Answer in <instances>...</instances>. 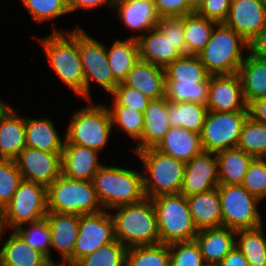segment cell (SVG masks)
Instances as JSON below:
<instances>
[{
  "label": "cell",
  "mask_w": 266,
  "mask_h": 266,
  "mask_svg": "<svg viewBox=\"0 0 266 266\" xmlns=\"http://www.w3.org/2000/svg\"><path fill=\"white\" fill-rule=\"evenodd\" d=\"M25 147V117L9 106L0 116V158L14 160Z\"/></svg>",
  "instance_id": "cell-23"
},
{
  "label": "cell",
  "mask_w": 266,
  "mask_h": 266,
  "mask_svg": "<svg viewBox=\"0 0 266 266\" xmlns=\"http://www.w3.org/2000/svg\"><path fill=\"white\" fill-rule=\"evenodd\" d=\"M3 213L5 227L11 230L44 219L48 213L47 187L23 179Z\"/></svg>",
  "instance_id": "cell-10"
},
{
  "label": "cell",
  "mask_w": 266,
  "mask_h": 266,
  "mask_svg": "<svg viewBox=\"0 0 266 266\" xmlns=\"http://www.w3.org/2000/svg\"><path fill=\"white\" fill-rule=\"evenodd\" d=\"M203 266H220V264H217V263H204Z\"/></svg>",
  "instance_id": "cell-58"
},
{
  "label": "cell",
  "mask_w": 266,
  "mask_h": 266,
  "mask_svg": "<svg viewBox=\"0 0 266 266\" xmlns=\"http://www.w3.org/2000/svg\"><path fill=\"white\" fill-rule=\"evenodd\" d=\"M220 266H249L243 253L235 245L234 248L222 259Z\"/></svg>",
  "instance_id": "cell-53"
},
{
  "label": "cell",
  "mask_w": 266,
  "mask_h": 266,
  "mask_svg": "<svg viewBox=\"0 0 266 266\" xmlns=\"http://www.w3.org/2000/svg\"><path fill=\"white\" fill-rule=\"evenodd\" d=\"M249 116L266 125V98L253 101L249 106Z\"/></svg>",
  "instance_id": "cell-54"
},
{
  "label": "cell",
  "mask_w": 266,
  "mask_h": 266,
  "mask_svg": "<svg viewBox=\"0 0 266 266\" xmlns=\"http://www.w3.org/2000/svg\"><path fill=\"white\" fill-rule=\"evenodd\" d=\"M170 266H203L204 260L195 240L168 244Z\"/></svg>",
  "instance_id": "cell-45"
},
{
  "label": "cell",
  "mask_w": 266,
  "mask_h": 266,
  "mask_svg": "<svg viewBox=\"0 0 266 266\" xmlns=\"http://www.w3.org/2000/svg\"><path fill=\"white\" fill-rule=\"evenodd\" d=\"M209 83L179 84L166 81L165 98L171 102H193L207 105Z\"/></svg>",
  "instance_id": "cell-40"
},
{
  "label": "cell",
  "mask_w": 266,
  "mask_h": 266,
  "mask_svg": "<svg viewBox=\"0 0 266 266\" xmlns=\"http://www.w3.org/2000/svg\"><path fill=\"white\" fill-rule=\"evenodd\" d=\"M116 240L110 212L80 215L78 237L72 254V266L79 260Z\"/></svg>",
  "instance_id": "cell-13"
},
{
  "label": "cell",
  "mask_w": 266,
  "mask_h": 266,
  "mask_svg": "<svg viewBox=\"0 0 266 266\" xmlns=\"http://www.w3.org/2000/svg\"><path fill=\"white\" fill-rule=\"evenodd\" d=\"M248 42L225 23H217L210 40L198 54L210 75L236 74L245 60Z\"/></svg>",
  "instance_id": "cell-4"
},
{
  "label": "cell",
  "mask_w": 266,
  "mask_h": 266,
  "mask_svg": "<svg viewBox=\"0 0 266 266\" xmlns=\"http://www.w3.org/2000/svg\"><path fill=\"white\" fill-rule=\"evenodd\" d=\"M171 128L168 119V100L165 97L150 100L144 111V130L134 152L155 148Z\"/></svg>",
  "instance_id": "cell-22"
},
{
  "label": "cell",
  "mask_w": 266,
  "mask_h": 266,
  "mask_svg": "<svg viewBox=\"0 0 266 266\" xmlns=\"http://www.w3.org/2000/svg\"><path fill=\"white\" fill-rule=\"evenodd\" d=\"M249 111H208L200 134L203 151L217 153L237 146Z\"/></svg>",
  "instance_id": "cell-12"
},
{
  "label": "cell",
  "mask_w": 266,
  "mask_h": 266,
  "mask_svg": "<svg viewBox=\"0 0 266 266\" xmlns=\"http://www.w3.org/2000/svg\"><path fill=\"white\" fill-rule=\"evenodd\" d=\"M51 266H63V265H60L59 263H57V264H52Z\"/></svg>",
  "instance_id": "cell-59"
},
{
  "label": "cell",
  "mask_w": 266,
  "mask_h": 266,
  "mask_svg": "<svg viewBox=\"0 0 266 266\" xmlns=\"http://www.w3.org/2000/svg\"><path fill=\"white\" fill-rule=\"evenodd\" d=\"M46 219L51 228V251L60 253L63 266H72V254L79 231V214L48 212Z\"/></svg>",
  "instance_id": "cell-18"
},
{
  "label": "cell",
  "mask_w": 266,
  "mask_h": 266,
  "mask_svg": "<svg viewBox=\"0 0 266 266\" xmlns=\"http://www.w3.org/2000/svg\"><path fill=\"white\" fill-rule=\"evenodd\" d=\"M164 70L166 81L179 84L209 83L210 74L197 55H181Z\"/></svg>",
  "instance_id": "cell-33"
},
{
  "label": "cell",
  "mask_w": 266,
  "mask_h": 266,
  "mask_svg": "<svg viewBox=\"0 0 266 266\" xmlns=\"http://www.w3.org/2000/svg\"><path fill=\"white\" fill-rule=\"evenodd\" d=\"M61 154L26 146L14 161L24 180L48 187L61 175Z\"/></svg>",
  "instance_id": "cell-14"
},
{
  "label": "cell",
  "mask_w": 266,
  "mask_h": 266,
  "mask_svg": "<svg viewBox=\"0 0 266 266\" xmlns=\"http://www.w3.org/2000/svg\"><path fill=\"white\" fill-rule=\"evenodd\" d=\"M113 97L112 106H125L136 111L144 112L150 99L140 91L120 83L110 94Z\"/></svg>",
  "instance_id": "cell-48"
},
{
  "label": "cell",
  "mask_w": 266,
  "mask_h": 266,
  "mask_svg": "<svg viewBox=\"0 0 266 266\" xmlns=\"http://www.w3.org/2000/svg\"><path fill=\"white\" fill-rule=\"evenodd\" d=\"M261 201L266 198V158H253L241 184Z\"/></svg>",
  "instance_id": "cell-46"
},
{
  "label": "cell",
  "mask_w": 266,
  "mask_h": 266,
  "mask_svg": "<svg viewBox=\"0 0 266 266\" xmlns=\"http://www.w3.org/2000/svg\"><path fill=\"white\" fill-rule=\"evenodd\" d=\"M97 150L76 145L64 144L61 154V174L70 179L92 181L103 165L98 161Z\"/></svg>",
  "instance_id": "cell-20"
},
{
  "label": "cell",
  "mask_w": 266,
  "mask_h": 266,
  "mask_svg": "<svg viewBox=\"0 0 266 266\" xmlns=\"http://www.w3.org/2000/svg\"><path fill=\"white\" fill-rule=\"evenodd\" d=\"M218 186L216 153L202 151L185 164L183 186L180 191L182 195L189 197Z\"/></svg>",
  "instance_id": "cell-15"
},
{
  "label": "cell",
  "mask_w": 266,
  "mask_h": 266,
  "mask_svg": "<svg viewBox=\"0 0 266 266\" xmlns=\"http://www.w3.org/2000/svg\"><path fill=\"white\" fill-rule=\"evenodd\" d=\"M180 1H186L194 10L199 5L200 0H180Z\"/></svg>",
  "instance_id": "cell-56"
},
{
  "label": "cell",
  "mask_w": 266,
  "mask_h": 266,
  "mask_svg": "<svg viewBox=\"0 0 266 266\" xmlns=\"http://www.w3.org/2000/svg\"><path fill=\"white\" fill-rule=\"evenodd\" d=\"M232 0H200L195 13L201 17L224 23L228 17Z\"/></svg>",
  "instance_id": "cell-49"
},
{
  "label": "cell",
  "mask_w": 266,
  "mask_h": 266,
  "mask_svg": "<svg viewBox=\"0 0 266 266\" xmlns=\"http://www.w3.org/2000/svg\"><path fill=\"white\" fill-rule=\"evenodd\" d=\"M174 47L182 54L187 55L184 35L183 17H161L156 26Z\"/></svg>",
  "instance_id": "cell-47"
},
{
  "label": "cell",
  "mask_w": 266,
  "mask_h": 266,
  "mask_svg": "<svg viewBox=\"0 0 266 266\" xmlns=\"http://www.w3.org/2000/svg\"><path fill=\"white\" fill-rule=\"evenodd\" d=\"M236 147L244 150L253 158H266V125L248 116Z\"/></svg>",
  "instance_id": "cell-38"
},
{
  "label": "cell",
  "mask_w": 266,
  "mask_h": 266,
  "mask_svg": "<svg viewBox=\"0 0 266 266\" xmlns=\"http://www.w3.org/2000/svg\"><path fill=\"white\" fill-rule=\"evenodd\" d=\"M222 226L233 229H252L263 225L258 208L260 199L241 184L219 185Z\"/></svg>",
  "instance_id": "cell-9"
},
{
  "label": "cell",
  "mask_w": 266,
  "mask_h": 266,
  "mask_svg": "<svg viewBox=\"0 0 266 266\" xmlns=\"http://www.w3.org/2000/svg\"><path fill=\"white\" fill-rule=\"evenodd\" d=\"M117 12L119 20L126 28L139 32L137 39L143 34L142 31H149L157 26L160 16L157 13L154 0H114L113 9ZM142 32V33H141Z\"/></svg>",
  "instance_id": "cell-19"
},
{
  "label": "cell",
  "mask_w": 266,
  "mask_h": 266,
  "mask_svg": "<svg viewBox=\"0 0 266 266\" xmlns=\"http://www.w3.org/2000/svg\"><path fill=\"white\" fill-rule=\"evenodd\" d=\"M263 233V226L236 231V246L249 266H266V238Z\"/></svg>",
  "instance_id": "cell-36"
},
{
  "label": "cell",
  "mask_w": 266,
  "mask_h": 266,
  "mask_svg": "<svg viewBox=\"0 0 266 266\" xmlns=\"http://www.w3.org/2000/svg\"><path fill=\"white\" fill-rule=\"evenodd\" d=\"M136 40L140 59L164 69L182 55L157 27Z\"/></svg>",
  "instance_id": "cell-25"
},
{
  "label": "cell",
  "mask_w": 266,
  "mask_h": 266,
  "mask_svg": "<svg viewBox=\"0 0 266 266\" xmlns=\"http://www.w3.org/2000/svg\"><path fill=\"white\" fill-rule=\"evenodd\" d=\"M108 105L112 125L122 129L132 139H141L144 130V112L136 111L125 106Z\"/></svg>",
  "instance_id": "cell-41"
},
{
  "label": "cell",
  "mask_w": 266,
  "mask_h": 266,
  "mask_svg": "<svg viewBox=\"0 0 266 266\" xmlns=\"http://www.w3.org/2000/svg\"><path fill=\"white\" fill-rule=\"evenodd\" d=\"M155 148L185 163L203 151L200 134L183 127H171Z\"/></svg>",
  "instance_id": "cell-27"
},
{
  "label": "cell",
  "mask_w": 266,
  "mask_h": 266,
  "mask_svg": "<svg viewBox=\"0 0 266 266\" xmlns=\"http://www.w3.org/2000/svg\"><path fill=\"white\" fill-rule=\"evenodd\" d=\"M125 266H170L169 246L159 243L128 247Z\"/></svg>",
  "instance_id": "cell-37"
},
{
  "label": "cell",
  "mask_w": 266,
  "mask_h": 266,
  "mask_svg": "<svg viewBox=\"0 0 266 266\" xmlns=\"http://www.w3.org/2000/svg\"><path fill=\"white\" fill-rule=\"evenodd\" d=\"M217 22L197 15L195 12L184 16V35L187 55H197L210 40Z\"/></svg>",
  "instance_id": "cell-35"
},
{
  "label": "cell",
  "mask_w": 266,
  "mask_h": 266,
  "mask_svg": "<svg viewBox=\"0 0 266 266\" xmlns=\"http://www.w3.org/2000/svg\"><path fill=\"white\" fill-rule=\"evenodd\" d=\"M26 146L46 152H62L65 139H61L49 118L25 117Z\"/></svg>",
  "instance_id": "cell-30"
},
{
  "label": "cell",
  "mask_w": 266,
  "mask_h": 266,
  "mask_svg": "<svg viewBox=\"0 0 266 266\" xmlns=\"http://www.w3.org/2000/svg\"><path fill=\"white\" fill-rule=\"evenodd\" d=\"M7 231L4 223V213H3V208L0 207V243L3 242V235L4 232ZM2 241V242H1Z\"/></svg>",
  "instance_id": "cell-55"
},
{
  "label": "cell",
  "mask_w": 266,
  "mask_h": 266,
  "mask_svg": "<svg viewBox=\"0 0 266 266\" xmlns=\"http://www.w3.org/2000/svg\"><path fill=\"white\" fill-rule=\"evenodd\" d=\"M127 247L117 239L79 260L74 266H125Z\"/></svg>",
  "instance_id": "cell-42"
},
{
  "label": "cell",
  "mask_w": 266,
  "mask_h": 266,
  "mask_svg": "<svg viewBox=\"0 0 266 266\" xmlns=\"http://www.w3.org/2000/svg\"><path fill=\"white\" fill-rule=\"evenodd\" d=\"M0 263L4 266H51L49 259L28 245L14 230L0 248Z\"/></svg>",
  "instance_id": "cell-28"
},
{
  "label": "cell",
  "mask_w": 266,
  "mask_h": 266,
  "mask_svg": "<svg viewBox=\"0 0 266 266\" xmlns=\"http://www.w3.org/2000/svg\"><path fill=\"white\" fill-rule=\"evenodd\" d=\"M145 173L143 188L146 198L180 193L183 186L185 162L161 153L156 148L136 152ZM147 174V175H145Z\"/></svg>",
  "instance_id": "cell-5"
},
{
  "label": "cell",
  "mask_w": 266,
  "mask_h": 266,
  "mask_svg": "<svg viewBox=\"0 0 266 266\" xmlns=\"http://www.w3.org/2000/svg\"><path fill=\"white\" fill-rule=\"evenodd\" d=\"M155 209L160 243L192 241L199 232L181 193L163 194L151 199Z\"/></svg>",
  "instance_id": "cell-6"
},
{
  "label": "cell",
  "mask_w": 266,
  "mask_h": 266,
  "mask_svg": "<svg viewBox=\"0 0 266 266\" xmlns=\"http://www.w3.org/2000/svg\"><path fill=\"white\" fill-rule=\"evenodd\" d=\"M124 85L140 91L150 100L165 97V70L139 59L128 72Z\"/></svg>",
  "instance_id": "cell-21"
},
{
  "label": "cell",
  "mask_w": 266,
  "mask_h": 266,
  "mask_svg": "<svg viewBox=\"0 0 266 266\" xmlns=\"http://www.w3.org/2000/svg\"><path fill=\"white\" fill-rule=\"evenodd\" d=\"M37 23L54 20L69 13L67 0H21Z\"/></svg>",
  "instance_id": "cell-43"
},
{
  "label": "cell",
  "mask_w": 266,
  "mask_h": 266,
  "mask_svg": "<svg viewBox=\"0 0 266 266\" xmlns=\"http://www.w3.org/2000/svg\"><path fill=\"white\" fill-rule=\"evenodd\" d=\"M206 107L213 112L249 111L237 73L210 75Z\"/></svg>",
  "instance_id": "cell-16"
},
{
  "label": "cell",
  "mask_w": 266,
  "mask_h": 266,
  "mask_svg": "<svg viewBox=\"0 0 266 266\" xmlns=\"http://www.w3.org/2000/svg\"><path fill=\"white\" fill-rule=\"evenodd\" d=\"M208 108L193 102L168 101V119L171 127H183L201 134Z\"/></svg>",
  "instance_id": "cell-34"
},
{
  "label": "cell",
  "mask_w": 266,
  "mask_h": 266,
  "mask_svg": "<svg viewBox=\"0 0 266 266\" xmlns=\"http://www.w3.org/2000/svg\"><path fill=\"white\" fill-rule=\"evenodd\" d=\"M249 54L266 60V26L248 43Z\"/></svg>",
  "instance_id": "cell-51"
},
{
  "label": "cell",
  "mask_w": 266,
  "mask_h": 266,
  "mask_svg": "<svg viewBox=\"0 0 266 266\" xmlns=\"http://www.w3.org/2000/svg\"><path fill=\"white\" fill-rule=\"evenodd\" d=\"M89 105L74 113L68 124L64 144H76L98 152L107 145L112 132V122L108 106Z\"/></svg>",
  "instance_id": "cell-8"
},
{
  "label": "cell",
  "mask_w": 266,
  "mask_h": 266,
  "mask_svg": "<svg viewBox=\"0 0 266 266\" xmlns=\"http://www.w3.org/2000/svg\"><path fill=\"white\" fill-rule=\"evenodd\" d=\"M48 212L93 214L104 210L92 181L70 179L60 175L47 187Z\"/></svg>",
  "instance_id": "cell-7"
},
{
  "label": "cell",
  "mask_w": 266,
  "mask_h": 266,
  "mask_svg": "<svg viewBox=\"0 0 266 266\" xmlns=\"http://www.w3.org/2000/svg\"><path fill=\"white\" fill-rule=\"evenodd\" d=\"M78 48L84 72V100H91L90 84L93 81L111 94L119 83L114 79L106 46L78 27Z\"/></svg>",
  "instance_id": "cell-11"
},
{
  "label": "cell",
  "mask_w": 266,
  "mask_h": 266,
  "mask_svg": "<svg viewBox=\"0 0 266 266\" xmlns=\"http://www.w3.org/2000/svg\"><path fill=\"white\" fill-rule=\"evenodd\" d=\"M204 263L219 264L236 245V230L221 226L200 230L195 236Z\"/></svg>",
  "instance_id": "cell-24"
},
{
  "label": "cell",
  "mask_w": 266,
  "mask_h": 266,
  "mask_svg": "<svg viewBox=\"0 0 266 266\" xmlns=\"http://www.w3.org/2000/svg\"><path fill=\"white\" fill-rule=\"evenodd\" d=\"M10 105L3 102L1 99H0V116L7 110V108L9 107Z\"/></svg>",
  "instance_id": "cell-57"
},
{
  "label": "cell",
  "mask_w": 266,
  "mask_h": 266,
  "mask_svg": "<svg viewBox=\"0 0 266 266\" xmlns=\"http://www.w3.org/2000/svg\"><path fill=\"white\" fill-rule=\"evenodd\" d=\"M22 180L15 161L0 158V207L4 208L11 201Z\"/></svg>",
  "instance_id": "cell-44"
},
{
  "label": "cell",
  "mask_w": 266,
  "mask_h": 266,
  "mask_svg": "<svg viewBox=\"0 0 266 266\" xmlns=\"http://www.w3.org/2000/svg\"><path fill=\"white\" fill-rule=\"evenodd\" d=\"M28 228L20 226L14 231L24 239L32 248L44 254L52 264L54 262L51 255V228L46 217L44 219L28 223Z\"/></svg>",
  "instance_id": "cell-39"
},
{
  "label": "cell",
  "mask_w": 266,
  "mask_h": 266,
  "mask_svg": "<svg viewBox=\"0 0 266 266\" xmlns=\"http://www.w3.org/2000/svg\"><path fill=\"white\" fill-rule=\"evenodd\" d=\"M186 198L189 211L198 231L222 226L218 187Z\"/></svg>",
  "instance_id": "cell-26"
},
{
  "label": "cell",
  "mask_w": 266,
  "mask_h": 266,
  "mask_svg": "<svg viewBox=\"0 0 266 266\" xmlns=\"http://www.w3.org/2000/svg\"><path fill=\"white\" fill-rule=\"evenodd\" d=\"M106 53L114 79L119 84L125 80L128 72L140 59L137 40L131 37L124 41L116 39L110 50L106 47Z\"/></svg>",
  "instance_id": "cell-32"
},
{
  "label": "cell",
  "mask_w": 266,
  "mask_h": 266,
  "mask_svg": "<svg viewBox=\"0 0 266 266\" xmlns=\"http://www.w3.org/2000/svg\"><path fill=\"white\" fill-rule=\"evenodd\" d=\"M78 27L66 33L53 28L49 36L39 40L49 66L69 89L83 99L85 78L78 48Z\"/></svg>",
  "instance_id": "cell-1"
},
{
  "label": "cell",
  "mask_w": 266,
  "mask_h": 266,
  "mask_svg": "<svg viewBox=\"0 0 266 266\" xmlns=\"http://www.w3.org/2000/svg\"><path fill=\"white\" fill-rule=\"evenodd\" d=\"M216 156L219 185L242 184L253 157L238 147L219 151Z\"/></svg>",
  "instance_id": "cell-31"
},
{
  "label": "cell",
  "mask_w": 266,
  "mask_h": 266,
  "mask_svg": "<svg viewBox=\"0 0 266 266\" xmlns=\"http://www.w3.org/2000/svg\"><path fill=\"white\" fill-rule=\"evenodd\" d=\"M115 238L127 248L160 243L157 217L151 199L113 208Z\"/></svg>",
  "instance_id": "cell-3"
},
{
  "label": "cell",
  "mask_w": 266,
  "mask_h": 266,
  "mask_svg": "<svg viewBox=\"0 0 266 266\" xmlns=\"http://www.w3.org/2000/svg\"><path fill=\"white\" fill-rule=\"evenodd\" d=\"M246 104L266 98V60L247 54L237 72Z\"/></svg>",
  "instance_id": "cell-29"
},
{
  "label": "cell",
  "mask_w": 266,
  "mask_h": 266,
  "mask_svg": "<svg viewBox=\"0 0 266 266\" xmlns=\"http://www.w3.org/2000/svg\"><path fill=\"white\" fill-rule=\"evenodd\" d=\"M142 174L136 170L102 165L92 179L102 208L107 211L143 201L146 196Z\"/></svg>",
  "instance_id": "cell-2"
},
{
  "label": "cell",
  "mask_w": 266,
  "mask_h": 266,
  "mask_svg": "<svg viewBox=\"0 0 266 266\" xmlns=\"http://www.w3.org/2000/svg\"><path fill=\"white\" fill-rule=\"evenodd\" d=\"M154 3L160 17H183L195 11L186 1L154 0Z\"/></svg>",
  "instance_id": "cell-50"
},
{
  "label": "cell",
  "mask_w": 266,
  "mask_h": 266,
  "mask_svg": "<svg viewBox=\"0 0 266 266\" xmlns=\"http://www.w3.org/2000/svg\"><path fill=\"white\" fill-rule=\"evenodd\" d=\"M224 23L249 43L266 26V0H232Z\"/></svg>",
  "instance_id": "cell-17"
},
{
  "label": "cell",
  "mask_w": 266,
  "mask_h": 266,
  "mask_svg": "<svg viewBox=\"0 0 266 266\" xmlns=\"http://www.w3.org/2000/svg\"><path fill=\"white\" fill-rule=\"evenodd\" d=\"M101 5L113 9L114 0H67V8L69 13L81 9L88 10Z\"/></svg>",
  "instance_id": "cell-52"
}]
</instances>
